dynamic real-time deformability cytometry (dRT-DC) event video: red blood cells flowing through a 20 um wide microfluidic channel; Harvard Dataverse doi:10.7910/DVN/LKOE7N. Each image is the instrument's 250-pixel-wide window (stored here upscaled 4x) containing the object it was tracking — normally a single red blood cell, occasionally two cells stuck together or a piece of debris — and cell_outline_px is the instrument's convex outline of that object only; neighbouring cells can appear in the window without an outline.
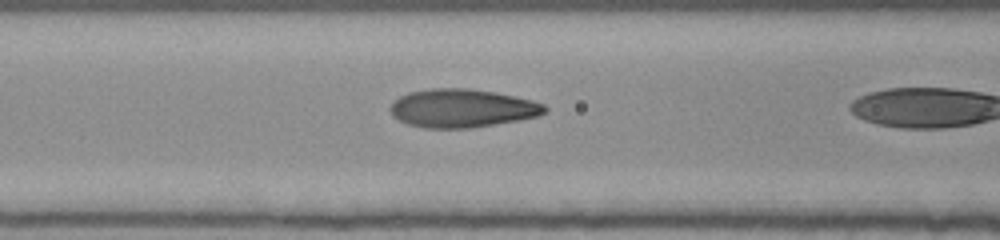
{"species": "human", "species_latin": "Homo sapiens", "temperature_condition": "room temperature", "stored_images_in_passage": 21, "camera_frame_rate_fps": 3000, "um_per_image_px": 0.085, "donor": {"sex": "female"}, "frame": {"image": 1, "passage_image": 20, "time_ms": 6.333, "image_size_px": [1000, 240], "cell_outline_px": [[548, 112], [536, 116], [520, 120], [472, 128], [424, 128], [408, 124], [392, 116], [388, 108], [400, 96], [408, 92], [432, 88], [468, 88], [496, 92], [516, 96], [532, 100], [544, 104], [548, 108]], "centroid_in_image_um": [39.29, 9.2], "position_along_channel_um": 127.3, "area_um2": 34.8}}